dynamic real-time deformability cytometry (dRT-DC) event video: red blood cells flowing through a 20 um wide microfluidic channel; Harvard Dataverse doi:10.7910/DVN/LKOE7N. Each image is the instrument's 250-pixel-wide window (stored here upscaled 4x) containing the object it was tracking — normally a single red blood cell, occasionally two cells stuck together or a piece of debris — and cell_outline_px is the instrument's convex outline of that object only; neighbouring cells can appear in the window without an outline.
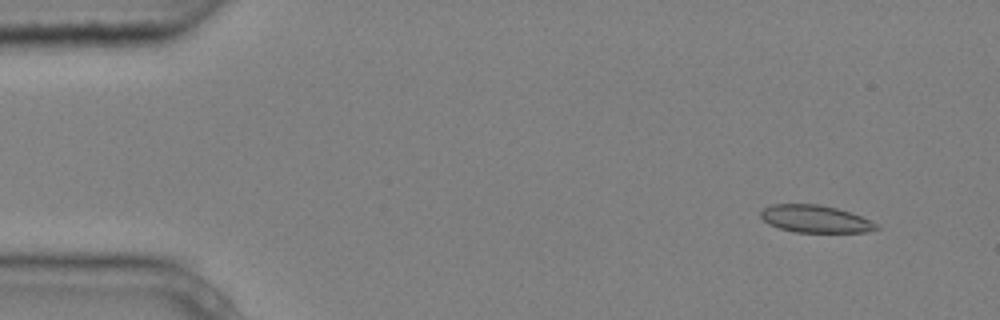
{"species": "common noctule bat (a hibernating species)", "species_latin": "Nyctalus noctula", "temperature_condition": "cold", "stored_images_in_passage": 4, "camera_frame_rate_fps": 3000, "um_per_image_px": 0.085, "animal": {"sex": "male", "body_mass_g": 20.4}, "frame": {"image": 1, "passage_image": 1, "time_ms": 0.0, "image_size_px": [1000, 320], "cell_outline_px": [[880, 228], [864, 232], [796, 232], [780, 228], [768, 224], [760, 216], [760, 212], [764, 208], [772, 204], [820, 204], [836, 208], [860, 216], [876, 224]], "centroid_in_image_um": [69.25, 18.6], "position_along_channel_um": 15.7, "area_um2": 18.21}}
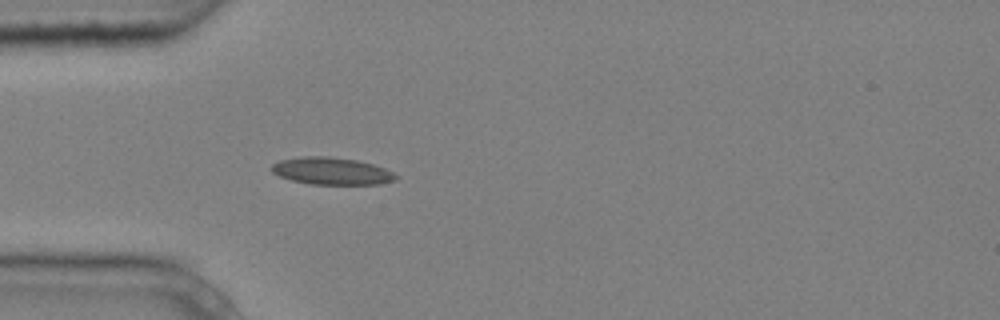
{"frame": {"image": 2, "passage_image": 4, "time_ms": 1.0, "image_size_px": [1000, 320], "cell_outline_px": [[400, 176], [396, 180], [380, 184], [308, 184], [292, 180], [280, 176], [272, 172], [272, 164], [280, 160], [300, 156], [328, 156], [356, 160], [372, 164], [384, 168]], "centroid_in_image_um": [28.2, 14.54], "position_along_channel_um": 56.8, "area_um2": 19.71}}